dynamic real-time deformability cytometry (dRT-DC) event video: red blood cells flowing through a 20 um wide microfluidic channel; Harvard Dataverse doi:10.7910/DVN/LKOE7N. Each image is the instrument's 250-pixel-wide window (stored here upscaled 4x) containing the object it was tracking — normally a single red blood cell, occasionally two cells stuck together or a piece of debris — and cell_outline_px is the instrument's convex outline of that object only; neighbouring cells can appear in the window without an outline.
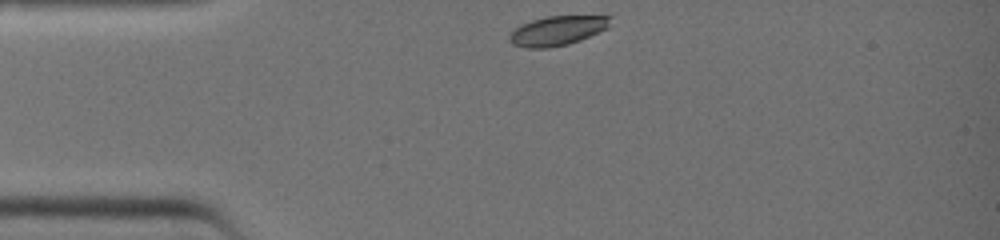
{"species": "common noctule bat (a hibernating species)", "species_latin": "Nyctalus noctula", "temperature_condition": "warm", "stored_images_in_passage": 7, "camera_frame_rate_fps": 3000, "um_per_image_px": 0.085, "animal": {"sex": "female", "body_mass_g": 19.0, "forearm_length_mm": 51.5}, "frame": {"image": 1, "passage_image": 1, "time_ms": 0.0, "image_size_px": [1000, 240], "cell_outline_px": [[612, 16], [608, 28], [600, 32], [580, 40], [568, 44], [548, 48], [524, 48], [512, 44], [508, 36], [520, 24], [544, 16]], "centroid_in_image_um": [47.37, 2.61], "position_along_channel_um": 37.6, "area_um2": 17.4}}
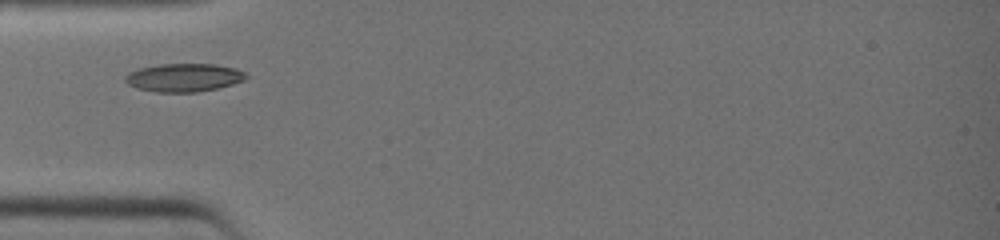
{"frame": {"image": 2, "passage_image": 5, "time_ms": 1.333, "image_size_px": [1000, 240], "cell_outline_px": [[248, 76], [244, 80], [232, 84], [216, 88], [196, 92], [156, 92], [136, 88], [128, 84], [124, 80], [124, 76], [128, 72], [140, 68], [160, 64], [216, 64], [236, 68], [244, 72]], "centroid_in_image_um": [15.61, 6.59], "position_along_channel_um": 69.4, "area_um2": 19.88}}